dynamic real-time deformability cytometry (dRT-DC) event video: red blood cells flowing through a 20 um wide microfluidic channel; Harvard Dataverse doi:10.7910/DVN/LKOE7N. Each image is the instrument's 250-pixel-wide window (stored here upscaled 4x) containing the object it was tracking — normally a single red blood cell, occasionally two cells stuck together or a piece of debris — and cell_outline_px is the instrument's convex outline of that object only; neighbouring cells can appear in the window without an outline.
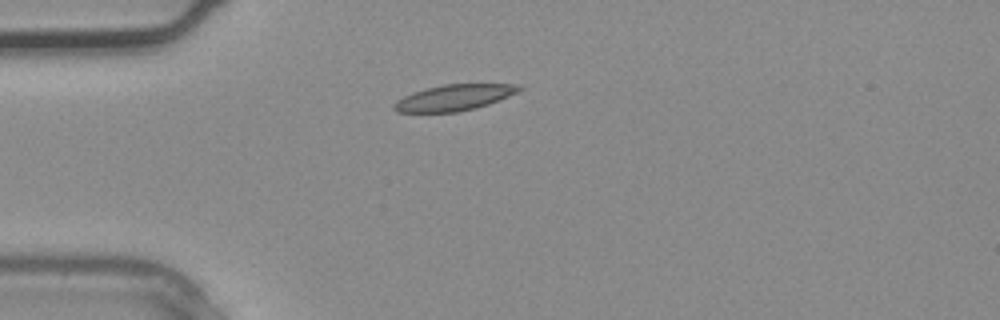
{"species": "common noctule bat (a hibernating species)", "species_latin": "Nyctalus noctula", "temperature_condition": "warm", "stored_images_in_passage": 2, "camera_frame_rate_fps": 3000, "um_per_image_px": 0.085, "animal": {"sex": "male", "body_mass_g": 20.4}, "frame": {"image": 1, "passage_image": 2, "time_ms": 0.333, "image_size_px": [1000, 320], "cell_outline_px": [[524, 88], [508, 96], [488, 104], [476, 108], [456, 112], [396, 112], [392, 108], [392, 104], [396, 100], [412, 92], [444, 84], [524, 84]], "centroid_in_image_um": [38.59, 8.29], "position_along_channel_um": 46.4, "area_um2": 18.96}}